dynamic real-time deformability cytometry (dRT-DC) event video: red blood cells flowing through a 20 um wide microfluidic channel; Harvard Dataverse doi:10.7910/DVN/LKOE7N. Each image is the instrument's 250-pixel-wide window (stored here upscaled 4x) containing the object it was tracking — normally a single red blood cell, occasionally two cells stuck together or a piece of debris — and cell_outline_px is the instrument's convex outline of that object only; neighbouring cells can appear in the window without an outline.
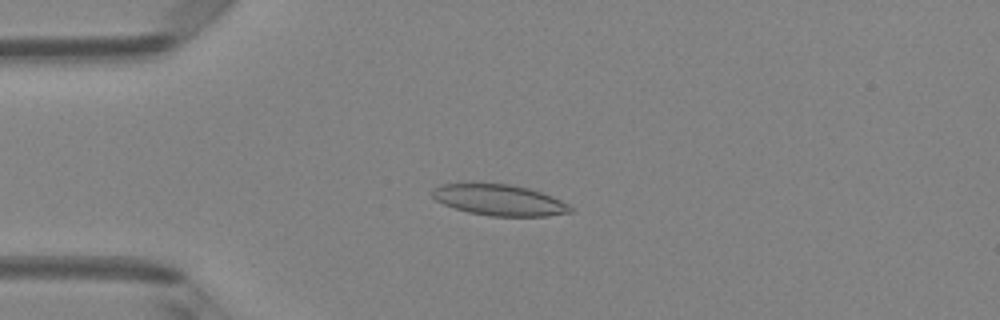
{"species": "Egyptian fruit bat (a non-hibernating species)", "species_latin": "Rousettus aegyptiacus", "temperature_condition": "room temperature", "stored_images_in_passage": 5, "camera_frame_rate_fps": 3000, "um_per_image_px": 0.085, "animal": {"sex": "female"}, "frame": {"image": 1, "passage_image": 2, "time_ms": 0.333, "image_size_px": [1000, 320], "cell_outline_px": [[572, 212], [548, 216], [492, 216], [468, 212], [444, 204], [436, 200], [432, 196], [432, 188], [440, 184], [472, 180], [512, 184], [528, 188], [552, 196], [568, 204], [572, 208]], "centroid_in_image_um": [42.36, 16.95], "position_along_channel_um": 42.6, "area_um2": 25.78}}
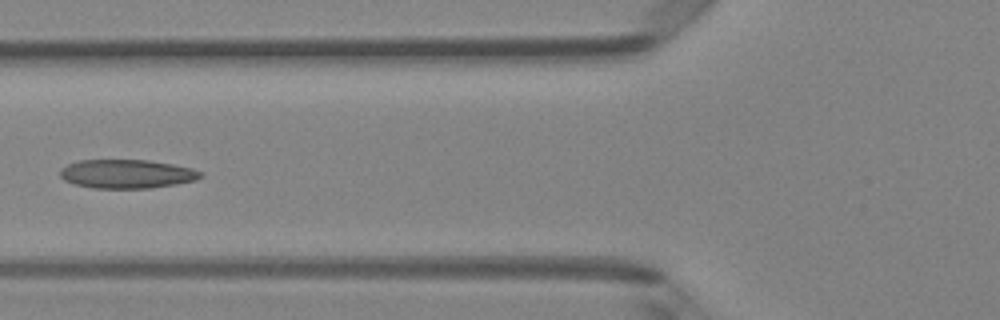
{"frame": {"image": 2, "passage_image": 4, "time_ms": 1.0, "image_size_px": [1000, 320], "cell_outline_px": [[204, 176], [196, 180], [176, 184], [152, 188], [92, 188], [76, 184], [64, 180], [60, 176], [60, 168], [68, 164], [80, 160], [148, 160], [172, 164], [192, 168], [204, 172]], "centroid_in_image_um": [10.81, 14.78], "position_along_channel_um": 115.0, "area_um2": 23.7}}
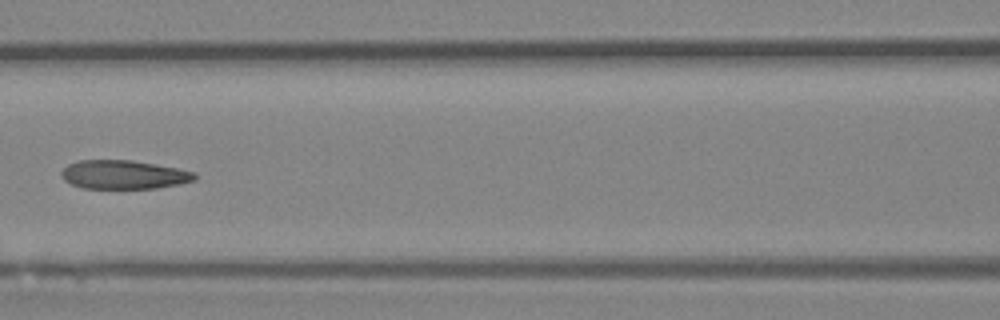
{"frame": {"image": 3, "passage_image": 5, "time_ms": 1.333, "image_size_px": [1000, 320], "cell_outline_px": [[196, 180], [180, 184], [156, 188], [84, 188], [72, 184], [64, 180], [60, 176], [60, 172], [68, 164], [80, 160], [132, 160], [156, 164], [196, 172]], "centroid_in_image_um": [10.52, 14.84], "position_along_channel_um": 156.1, "area_um2": 22.37}}